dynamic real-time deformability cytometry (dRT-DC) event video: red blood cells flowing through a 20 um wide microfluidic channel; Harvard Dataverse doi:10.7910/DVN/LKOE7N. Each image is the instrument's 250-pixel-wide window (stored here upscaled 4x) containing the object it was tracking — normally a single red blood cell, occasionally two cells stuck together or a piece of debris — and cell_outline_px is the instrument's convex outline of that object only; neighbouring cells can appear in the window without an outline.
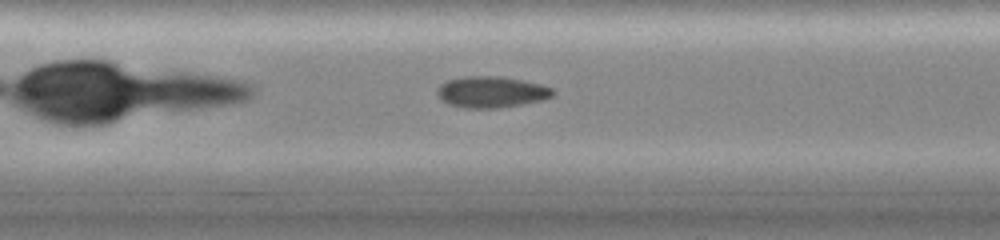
{"species": "common noctule bat (a hibernating species)", "species_latin": "Nyctalus noctula", "temperature_condition": "cold", "stored_images_in_passage": 12, "camera_frame_rate_fps": 3000, "um_per_image_px": 0.085, "animal": {"sex": "female", "body_mass_g": 19.0, "forearm_length_mm": 51.5}, "frame": {"image": 1, "passage_image": 11, "time_ms": 3.333, "image_size_px": [1000, 240], "cell_outline_px": [[556, 92], [552, 96], [540, 100], [520, 104], [496, 108], [464, 108], [448, 104], [440, 100], [436, 92], [440, 84], [448, 80], [464, 76], [500, 76], [524, 80], [540, 84], [552, 88]], "centroid_in_image_um": [41.73, 7.81], "position_along_channel_um": 165.7, "area_um2": 21.1}}